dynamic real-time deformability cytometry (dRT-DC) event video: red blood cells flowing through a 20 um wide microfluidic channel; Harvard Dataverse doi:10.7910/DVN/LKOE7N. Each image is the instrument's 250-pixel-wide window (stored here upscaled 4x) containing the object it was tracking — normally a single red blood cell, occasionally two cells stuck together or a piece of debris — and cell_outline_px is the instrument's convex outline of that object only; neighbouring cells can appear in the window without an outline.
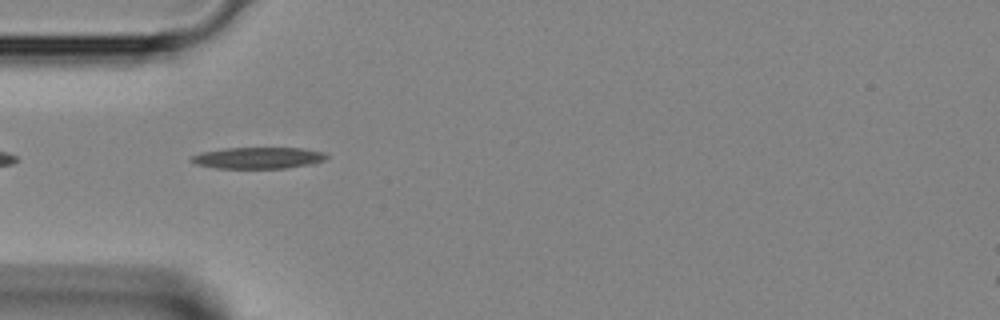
{"species": "Egyptian fruit bat (a non-hibernating species)", "species_latin": "Rousettus aegyptiacus", "temperature_condition": "room temperature", "stored_images_in_passage": 32, "camera_frame_rate_fps": 3000, "um_per_image_px": 0.085, "animal": {"sex": "female"}, "frame": {"image": 1, "passage_image": 2, "time_ms": 0.333, "image_size_px": [1000, 320], "cell_outline_px": [[328, 156], [324, 160], [312, 164], [288, 168], [216, 168], [196, 164], [188, 160], [192, 156], [200, 152], [224, 148], [304, 148], [324, 152]], "centroid_in_image_um": [21.94, 13.42], "position_along_channel_um": 63.1, "area_um2": 16.99}}
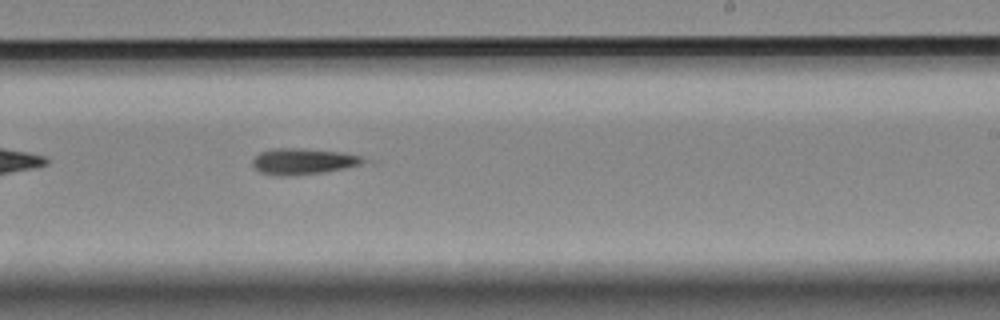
{"frame": {"image": 2, "passage_image": 15, "time_ms": 4.667, "image_size_px": [1000, 320], "cell_outline_px": [[364, 160], [360, 164], [344, 168], [324, 172], [292, 176], [280, 176], [260, 172], [252, 164], [252, 160], [260, 152], [272, 148], [300, 148], [340, 152], [360, 156]], "centroid_in_image_um": [25.7, 13.72], "position_along_channel_um": 263.3, "area_um2": 16.65}}
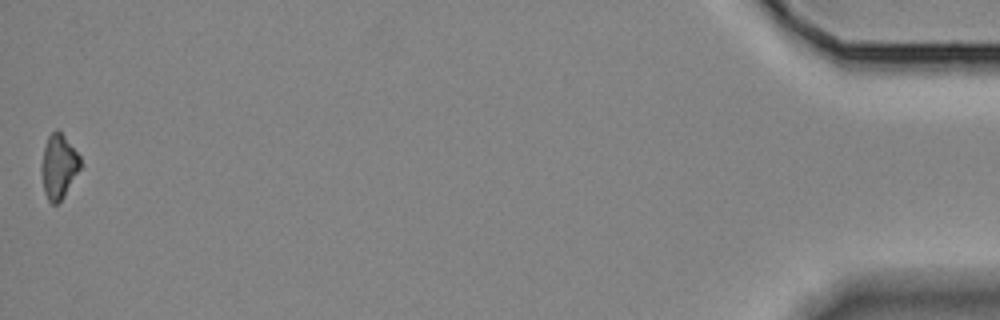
{"frame": {"image": 3, "passage_image": 32, "time_ms": 10.333, "image_size_px": [1000, 320], "cell_outline_px": [[80, 168], [64, 196], [56, 204], [52, 204], [48, 200], [44, 192], [40, 172], [40, 168], [44, 148], [48, 136], [56, 128], [64, 136], [80, 156]], "centroid_in_image_um": [4.96, 14.15], "position_along_channel_um": 430.2, "area_um2": 14.45}}